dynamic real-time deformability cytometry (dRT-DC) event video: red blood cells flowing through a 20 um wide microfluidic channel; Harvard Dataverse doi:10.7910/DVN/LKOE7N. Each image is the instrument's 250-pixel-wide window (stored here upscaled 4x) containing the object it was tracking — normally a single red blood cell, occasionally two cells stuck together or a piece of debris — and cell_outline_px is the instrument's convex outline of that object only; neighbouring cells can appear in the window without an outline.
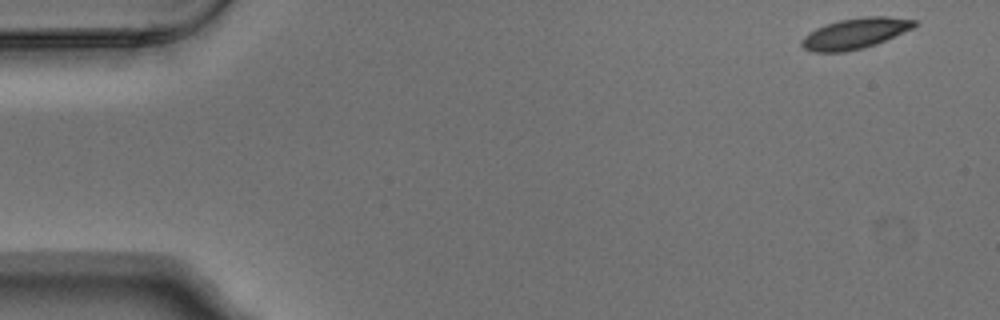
{"species": "Egyptian fruit bat (a non-hibernating species)", "species_latin": "Rousettus aegyptiacus", "temperature_condition": "warm", "stored_images_in_passage": 4, "camera_frame_rate_fps": 3000, "um_per_image_px": 0.085, "animal": {"sex": "male"}, "frame": {"image": 1, "passage_image": 1, "time_ms": 0.0, "image_size_px": [1000, 320], "cell_outline_px": [[916, 24], [912, 28], [876, 44], [864, 48], [844, 52], [812, 52], [804, 48], [800, 44], [800, 40], [808, 32], [816, 28], [840, 20], [864, 16], [888, 16], [916, 20]], "centroid_in_image_um": [72.65, 2.85], "position_along_channel_um": 12.4, "area_um2": 20.06}}